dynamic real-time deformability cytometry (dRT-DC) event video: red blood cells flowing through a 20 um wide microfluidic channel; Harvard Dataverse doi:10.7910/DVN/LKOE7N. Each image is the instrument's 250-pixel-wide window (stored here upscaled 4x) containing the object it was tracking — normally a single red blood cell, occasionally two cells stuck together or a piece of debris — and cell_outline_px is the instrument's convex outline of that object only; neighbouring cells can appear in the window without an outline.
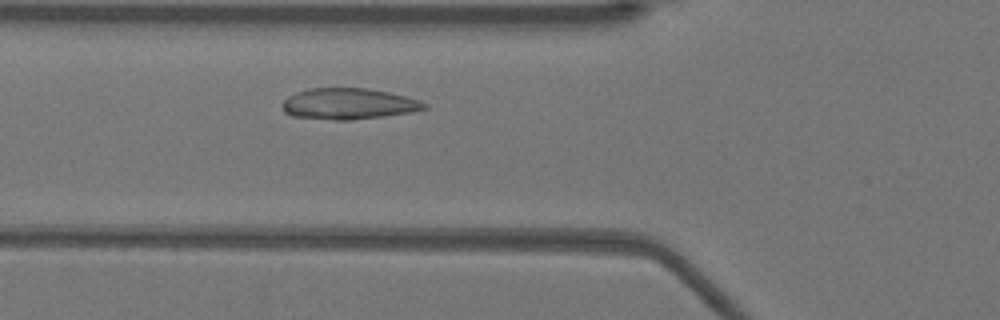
{"species": "Egyptian fruit bat (a non-hibernating species)", "species_latin": "Rousettus aegyptiacus", "temperature_condition": "warm", "stored_images_in_passage": 35, "camera_frame_rate_fps": 3000, "um_per_image_px": 0.085, "animal": {"sex": "female"}, "frame": {"image": 1, "passage_image": 10, "time_ms": 3.0, "image_size_px": [1000, 320], "cell_outline_px": [[428, 108], [408, 112], [352, 120], [336, 120], [292, 116], [284, 112], [284, 100], [288, 96], [296, 92], [308, 88], [368, 88], [388, 92], [420, 100], [428, 104]], "centroid_in_image_um": [29.62, 8.81], "position_along_channel_um": 96.2, "area_um2": 25.49}}
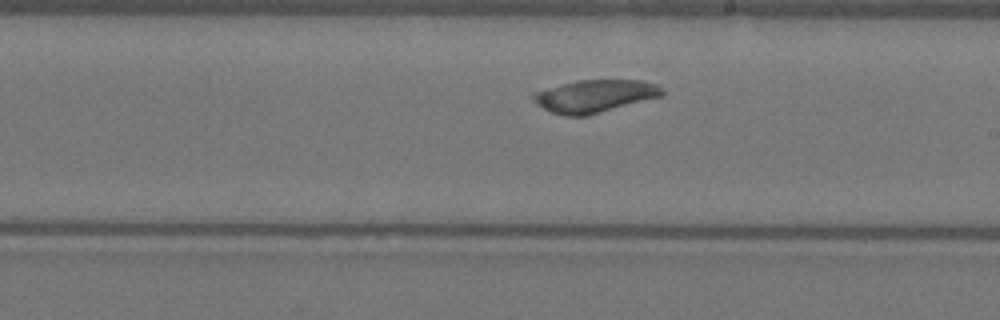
{"frame": {"image": 2, "passage_image": 21, "time_ms": 6.667, "image_size_px": [1000, 320], "cell_outline_px": [[664, 96], [588, 116], [564, 116], [552, 112], [536, 104], [528, 96], [532, 92], [576, 80], [640, 80], [656, 84], [664, 92]], "centroid_in_image_um": [50.52, 8.17], "position_along_channel_um": 238.5, "area_um2": 24.85}}
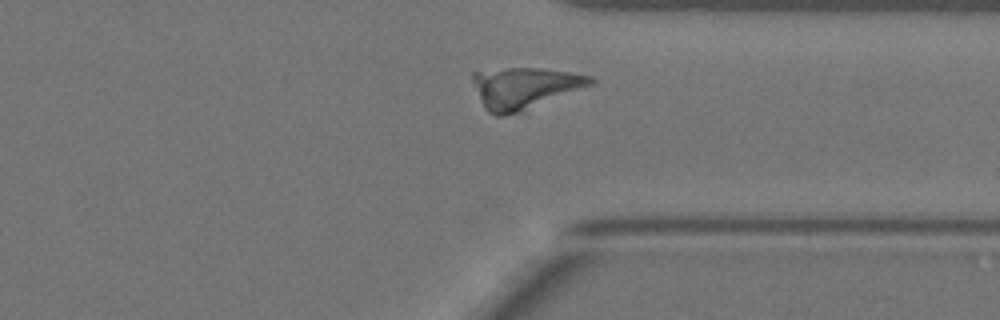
{"frame": {"image": 3, "passage_image": 31, "time_ms": 10.0, "image_size_px": [1000, 320], "cell_outline_px": [[596, 84], [524, 112], [504, 116], [496, 116], [488, 112], [484, 108], [472, 80], [472, 72], [508, 68], [540, 68], [568, 72], [592, 76], [596, 80]], "centroid_in_image_um": [44.64, 7.5], "position_along_channel_um": 366.8, "area_um2": 28.9}, "authors_computed_cell_mechanics": {"area_um2": 26.2412, "velocity_mm_per_s": 3.8791, "shape_relaxation_time_tau1_ms": 2.1696, "shape_relaxation_time_tau2_ms": null, "deformation_change_tau1": 0.0438, "deformation_change_tau2": null}}